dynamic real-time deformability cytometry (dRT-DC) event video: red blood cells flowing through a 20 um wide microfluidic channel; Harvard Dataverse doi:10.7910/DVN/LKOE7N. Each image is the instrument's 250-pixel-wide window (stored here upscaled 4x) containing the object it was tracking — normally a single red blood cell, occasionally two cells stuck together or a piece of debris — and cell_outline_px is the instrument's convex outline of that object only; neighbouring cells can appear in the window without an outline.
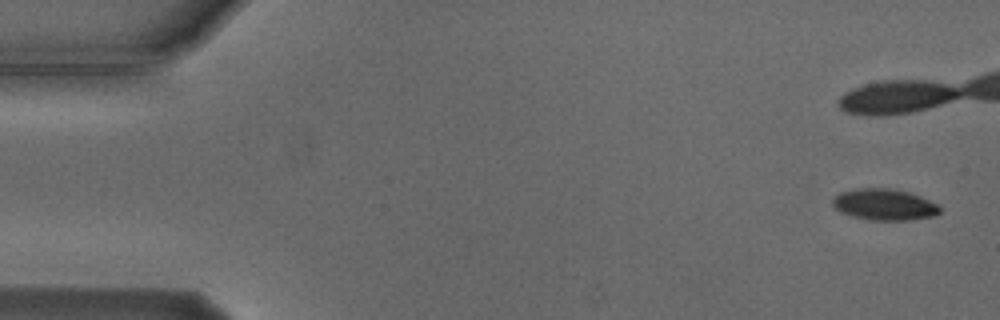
{"species": "Egyptian fruit bat (a non-hibernating species)", "species_latin": "Rousettus aegyptiacus", "temperature_condition": "cold", "stored_images_in_passage": 5, "camera_frame_rate_fps": 3000, "um_per_image_px": 0.085, "animal": {"sex": "male"}, "frame": {"image": 1, "passage_image": 1, "time_ms": 0.0, "image_size_px": [1000, 320], "cell_outline_px": [[940, 212], [936, 216], [908, 220], [868, 220], [852, 216], [840, 212], [832, 204], [832, 200], [840, 192], [856, 188], [888, 188], [908, 192], [920, 196], [940, 204]], "centroid_in_image_um": [75.19, 17.39], "position_along_channel_um": 9.8, "area_um2": 19.71}}